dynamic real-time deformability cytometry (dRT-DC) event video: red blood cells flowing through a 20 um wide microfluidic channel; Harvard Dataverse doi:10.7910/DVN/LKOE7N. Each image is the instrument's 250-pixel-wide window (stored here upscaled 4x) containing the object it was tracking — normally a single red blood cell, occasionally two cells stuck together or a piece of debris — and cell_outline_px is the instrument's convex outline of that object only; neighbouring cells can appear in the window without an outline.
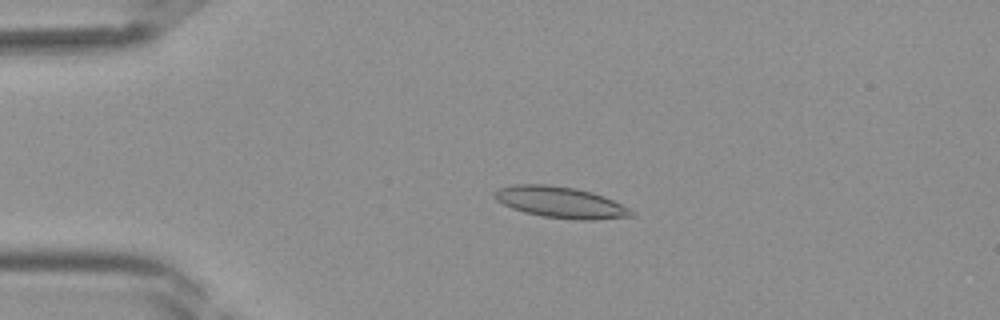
{"species": "Egyptian fruit bat (a non-hibernating species)", "species_latin": "Rousettus aegyptiacus", "temperature_condition": "room temperature", "stored_images_in_passage": 40, "camera_frame_rate_fps": 3000, "um_per_image_px": 0.085, "frame": {"image": 1, "passage_image": 8, "time_ms": 2.333, "image_size_px": [1000, 320], "cell_outline_px": [[636, 212], [632, 216], [592, 220], [576, 220], [544, 216], [524, 212], [512, 208], [496, 200], [492, 196], [492, 192], [500, 188], [512, 184], [544, 184], [576, 188], [592, 192], [604, 196]], "centroid_in_image_um": [47.61, 17.19], "position_along_channel_um": 37.4, "area_um2": 24.85}}
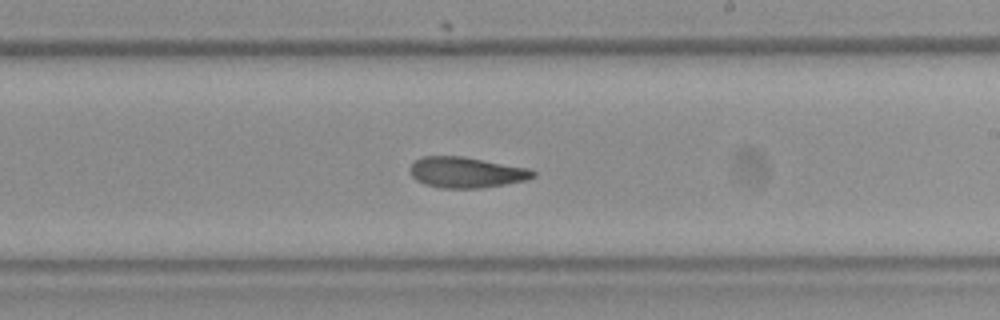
{"frame": {"image": 2, "passage_image": 23, "time_ms": 7.333, "image_size_px": [1000, 320], "cell_outline_px": [[536, 176], [528, 180], [480, 188], [444, 188], [424, 184], [416, 180], [412, 176], [408, 168], [420, 156], [464, 156], [532, 168], [536, 172]], "centroid_in_image_um": [39.67, 14.64], "position_along_channel_um": 249.3, "area_um2": 22.37}}
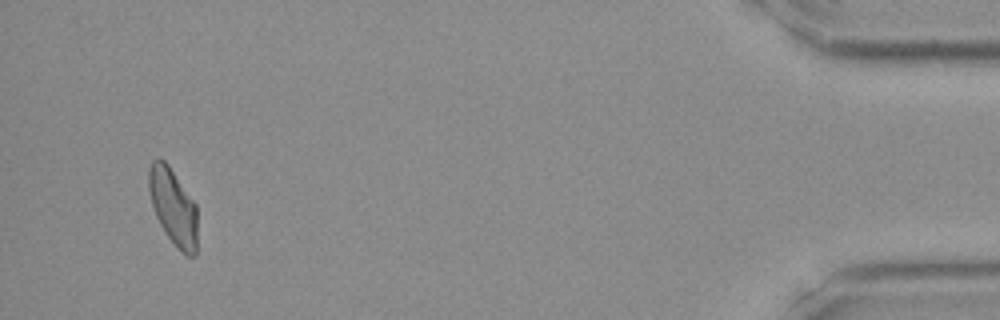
{"frame": {"image": 3, "passage_image": 38, "time_ms": 12.333, "image_size_px": [1000, 320], "cell_outline_px": [[196, 256], [188, 256], [168, 236], [160, 224], [156, 216], [152, 204], [148, 188], [148, 168], [152, 160], [156, 156], [160, 156], [168, 164], [196, 204]], "centroid_in_image_um": [14.69, 17.48], "position_along_channel_um": 420.5, "area_um2": 21.44}}